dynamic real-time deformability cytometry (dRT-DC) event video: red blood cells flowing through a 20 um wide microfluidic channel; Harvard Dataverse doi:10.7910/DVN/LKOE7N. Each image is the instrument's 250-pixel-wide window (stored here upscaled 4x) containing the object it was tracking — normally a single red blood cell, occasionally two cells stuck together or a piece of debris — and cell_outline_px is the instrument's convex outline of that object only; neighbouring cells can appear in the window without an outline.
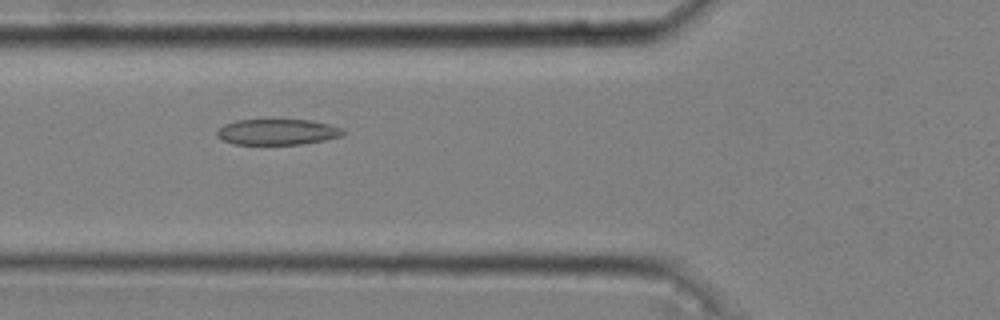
{"species": "common noctule bat (a hibernating species)", "species_latin": "Nyctalus noctula", "temperature_condition": "cold", "stored_images_in_passage": 38, "camera_frame_rate_fps": 3000, "um_per_image_px": 0.085, "animal": {"sex": "male", "body_mass_g": 20.4}, "frame": {"image": 1, "passage_image": 10, "time_ms": 3.0, "image_size_px": [1000, 320], "cell_outline_px": [[344, 132], [340, 136], [324, 140], [300, 144], [232, 144], [216, 136], [216, 132], [224, 124], [236, 120], [312, 120], [328, 124], [340, 128]], "centroid_in_image_um": [23.53, 11.21], "position_along_channel_um": 102.3, "area_um2": 18.73}}
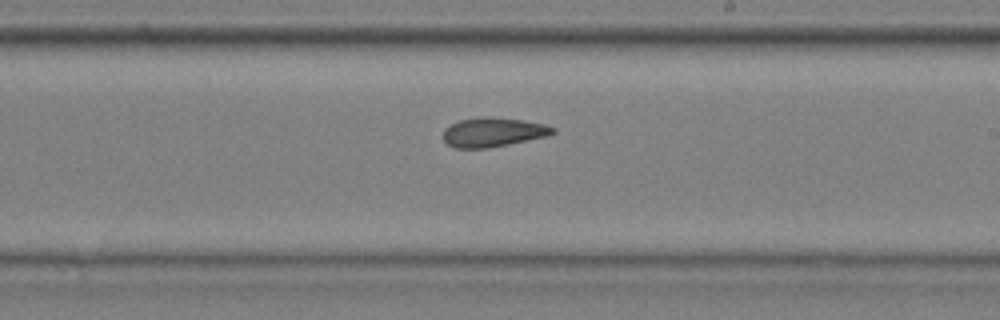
{"frame": {"image": 2, "passage_image": 22, "time_ms": 7.0, "image_size_px": [1000, 320], "cell_outline_px": [[556, 132], [548, 136], [488, 148], [456, 148], [448, 144], [444, 140], [444, 128], [460, 120], [480, 116], [492, 116], [524, 120], [544, 124], [556, 128]], "centroid_in_image_um": [41.93, 11.22], "position_along_channel_um": 247.1, "area_um2": 18.79}}
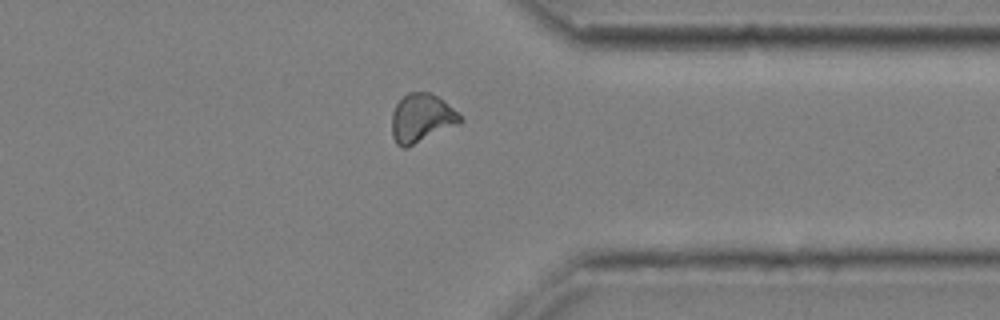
{"frame": {"image": 3, "passage_image": 33, "time_ms": 10.667, "image_size_px": [1000, 320], "cell_outline_px": [[464, 120], [460, 124], [404, 148], [400, 148], [396, 144], [392, 136], [392, 112], [396, 104], [408, 92], [432, 92], [444, 100]], "centroid_in_image_um": [35.82, 10.03], "position_along_channel_um": 375.6, "area_um2": 19.31}, "authors_computed_cell_mechanics": {"area_um2": 18.7561, "velocity_mm_per_s": 3.6179, "shape_relaxation_time_tau1_ms": null, "shape_relaxation_time_tau2_ms": 1.6639, "deformation_change_tau1": null, "deformation_change_tau2": 0.0789}}